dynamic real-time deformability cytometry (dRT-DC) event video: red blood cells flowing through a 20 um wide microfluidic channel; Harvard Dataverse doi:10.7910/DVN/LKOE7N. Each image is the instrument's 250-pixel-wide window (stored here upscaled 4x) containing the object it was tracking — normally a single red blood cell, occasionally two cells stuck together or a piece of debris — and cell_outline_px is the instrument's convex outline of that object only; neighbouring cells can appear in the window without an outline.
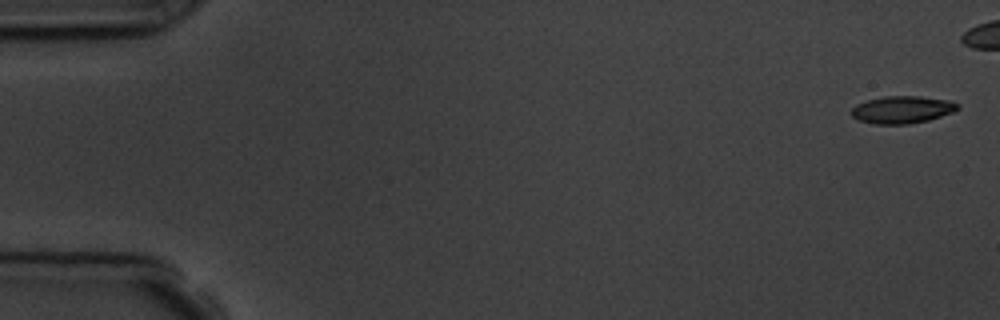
{"species": "common noctule bat (a hibernating species)", "species_latin": "Nyctalus noctula", "temperature_condition": "room temperature", "stored_images_in_passage": 7, "camera_frame_rate_fps": 3000, "um_per_image_px": 0.085, "animal": {"sex": "male", "body_mass_g": 19.5, "forearm_length_mm": 54.6}, "frame": {"image": 1, "passage_image": 1, "time_ms": 0.0, "image_size_px": [1000, 320], "cell_outline_px": [[960, 108], [952, 112], [928, 120], [908, 124], [872, 124], [856, 120], [852, 116], [852, 108], [856, 104], [868, 100], [884, 96], [920, 96], [952, 100], [960, 104]], "centroid_in_image_um": [76.69, 9.32], "position_along_channel_um": 8.3, "area_um2": 17.11}}